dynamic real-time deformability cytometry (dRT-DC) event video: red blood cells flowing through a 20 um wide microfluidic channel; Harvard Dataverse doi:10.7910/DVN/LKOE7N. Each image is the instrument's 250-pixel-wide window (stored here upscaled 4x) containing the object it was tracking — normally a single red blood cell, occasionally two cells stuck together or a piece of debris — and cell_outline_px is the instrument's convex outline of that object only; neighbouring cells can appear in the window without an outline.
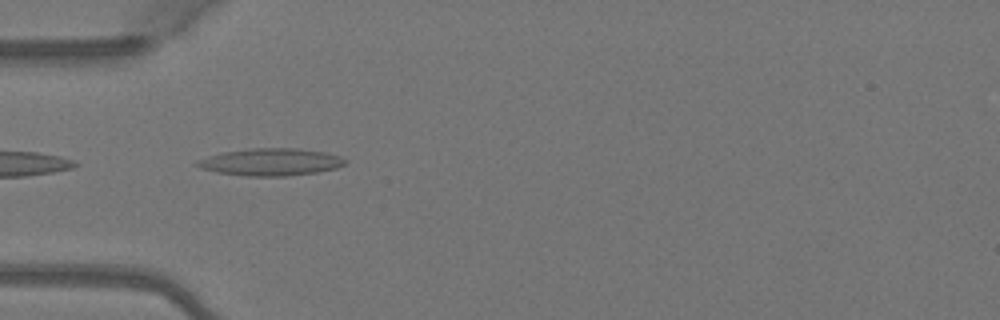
{"species": "Egyptian fruit bat (a non-hibernating species)", "species_latin": "Rousettus aegyptiacus", "temperature_condition": "warm", "stored_images_in_passage": 35, "camera_frame_rate_fps": 3000, "um_per_image_px": 0.085, "animal": {"sex": "female"}, "frame": {"image": 1, "passage_image": 2, "time_ms": 0.333, "image_size_px": [1000, 320], "cell_outline_px": [[344, 164], [336, 168], [316, 172], [288, 176], [248, 176], [216, 172], [200, 168], [192, 164], [196, 160], [224, 152], [256, 148], [296, 148], [324, 152], [340, 156], [344, 160]], "centroid_in_image_um": [22.97, 13.77], "position_along_channel_um": 62.0, "area_um2": 23.29}}
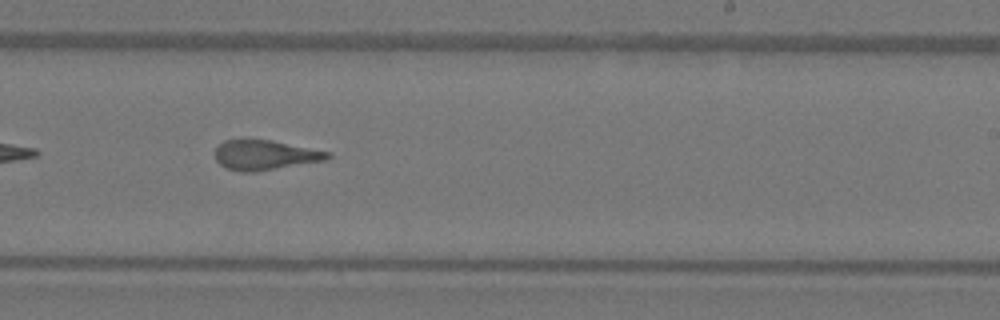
{"frame": {"image": 2, "passage_image": 17, "time_ms": 5.333, "image_size_px": [1000, 320], "cell_outline_px": [[332, 156], [328, 160], [256, 172], [240, 172], [228, 168], [220, 164], [216, 160], [216, 148], [224, 140], [244, 136], [248, 136], [272, 140], [332, 152]], "centroid_in_image_um": [22.53, 13.13], "position_along_channel_um": 266.5, "area_um2": 20.4}}
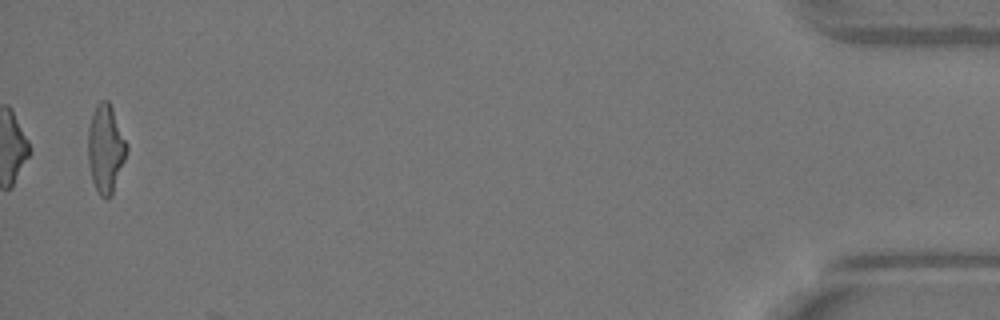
{"frame": {"image": 3, "passage_image": 35, "time_ms": 11.333, "image_size_px": [1000, 320], "cell_outline_px": [[128, 148], [112, 196], [108, 200], [104, 200], [100, 196], [92, 180], [88, 164], [88, 128], [92, 112], [96, 104], [100, 100], [108, 100], [112, 108], [128, 144]], "centroid_in_image_um": [8.97, 12.65], "position_along_channel_um": 426.2, "area_um2": 20.06}, "authors_computed_cell_mechanics": {"area_um2": 19.9988, "velocity_mm_per_s": 4.1213, "shape_relaxation_time_tau1_ms": 8.5066, "shape_relaxation_time_tau2_ms": 1.7885, "deformation_change_tau1": 0.3005, "deformation_change_tau2": 0.1263}}